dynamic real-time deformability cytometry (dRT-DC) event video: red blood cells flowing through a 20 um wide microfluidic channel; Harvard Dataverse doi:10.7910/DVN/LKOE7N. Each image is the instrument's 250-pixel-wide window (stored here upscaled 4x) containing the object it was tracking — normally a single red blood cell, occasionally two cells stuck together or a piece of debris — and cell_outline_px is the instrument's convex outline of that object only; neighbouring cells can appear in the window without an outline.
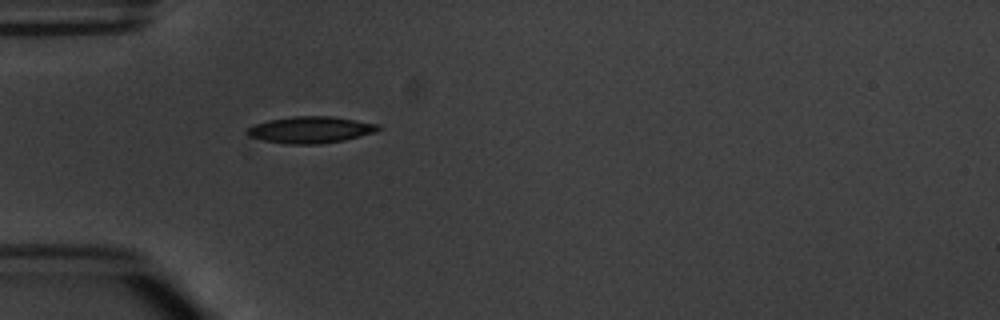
{"species": "common noctule bat (a hibernating species)", "species_latin": "Nyctalus noctula", "temperature_condition": "warm", "stored_images_in_passage": 6, "camera_frame_rate_fps": 3000, "um_per_image_px": 0.085, "animal": {"sex": "male", "body_mass_g": 20.1, "forearm_length_mm": 53.5}, "frame": {"image": 1, "passage_image": 6, "time_ms": 5.667, "image_size_px": [1000, 320], "cell_outline_px": [[380, 128], [376, 132], [344, 140], [320, 144], [284, 144], [264, 140], [248, 136], [244, 132], [248, 128], [256, 124], [268, 120], [292, 116], [332, 116], [380, 124]], "centroid_in_image_um": [26.4, 11.03], "position_along_channel_um": 58.6, "area_um2": 20.4}}